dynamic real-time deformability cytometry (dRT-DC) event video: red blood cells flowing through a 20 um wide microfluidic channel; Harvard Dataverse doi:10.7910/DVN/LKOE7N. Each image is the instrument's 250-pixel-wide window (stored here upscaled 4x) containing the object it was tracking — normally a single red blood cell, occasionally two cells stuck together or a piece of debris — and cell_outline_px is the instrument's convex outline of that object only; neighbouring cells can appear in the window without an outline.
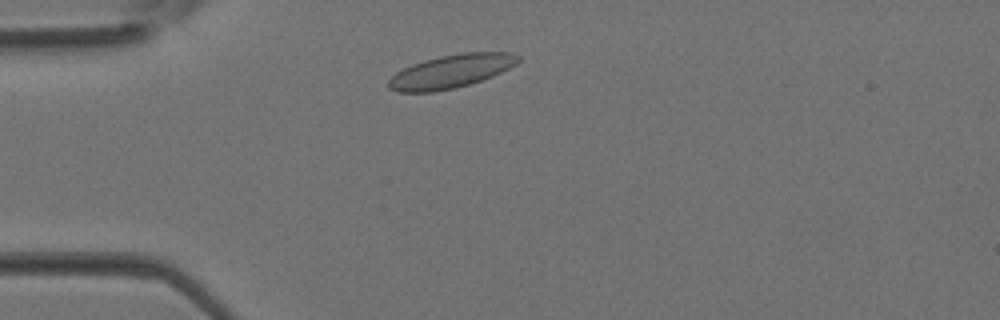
{"species": "Egyptian fruit bat (a non-hibernating species)", "species_latin": "Rousettus aegyptiacus", "temperature_condition": "room temperature", "stored_images_in_passage": 1, "camera_frame_rate_fps": 3000, "um_per_image_px": 0.085, "animal": {"sex": "female"}, "frame": {"image": 1, "passage_image": 1, "time_ms": 0.0, "image_size_px": [1000, 320], "cell_outline_px": [[520, 60], [516, 64], [492, 76], [456, 88], [432, 92], [396, 92], [388, 88], [388, 80], [396, 72], [412, 64], [424, 60], [440, 56], [464, 52], [512, 52], [520, 56]], "centroid_in_image_um": [38.32, 6.06], "position_along_channel_um": 46.7, "area_um2": 25.14}}